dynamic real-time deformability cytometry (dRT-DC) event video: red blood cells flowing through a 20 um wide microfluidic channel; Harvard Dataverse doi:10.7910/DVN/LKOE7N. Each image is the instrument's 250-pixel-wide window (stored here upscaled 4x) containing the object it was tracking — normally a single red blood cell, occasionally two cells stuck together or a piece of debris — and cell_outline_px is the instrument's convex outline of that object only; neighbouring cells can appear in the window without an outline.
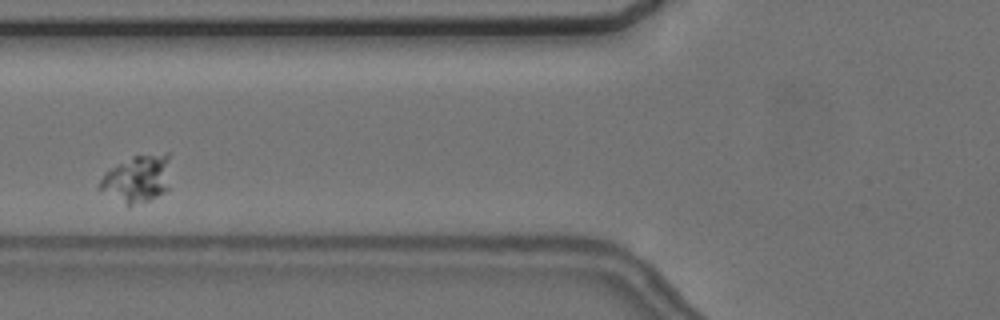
{"species": "common noctule bat (a hibernating species)", "species_latin": "Nyctalus noctula", "temperature_condition": "cold", "stored_images_in_passage": 7, "camera_frame_rate_fps": 3000, "um_per_image_px": 0.085, "animal": {"sex": "female", "body_mass_g": 24.6, "forearm_length_mm": 56.2}, "frame": {"image": 1, "passage_image": 3, "time_ms": 2.667, "image_size_px": [1000, 320], "cell_outline_px": [[168, 188], [164, 192], [148, 200], [128, 208], [100, 188], [100, 180], [112, 168], [132, 156], [168, 152]], "centroid_in_image_um": [11.69, 15.21], "position_along_channel_um": 114.1, "area_um2": 19.13}}
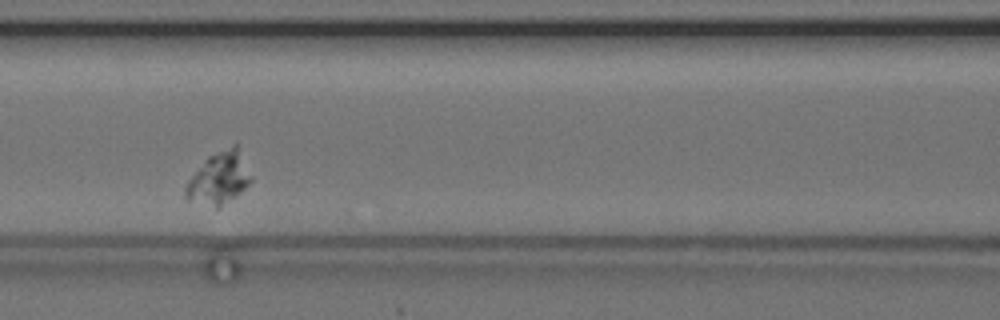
{"frame": {"image": 2, "passage_image": 4, "time_ms": 3.667, "image_size_px": [1000, 320], "cell_outline_px": [[252, 180], [236, 196], [220, 208], [216, 208], [188, 200], [184, 196], [184, 188], [188, 180], [204, 160], [208, 156], [236, 140], [252, 176]], "centroid_in_image_um": [18.62, 15.11], "position_along_channel_um": 148.0, "area_um2": 20.35}}